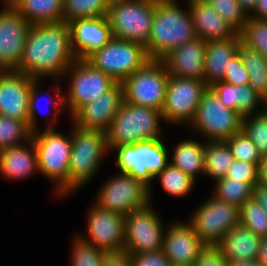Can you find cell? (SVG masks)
I'll list each match as a JSON object with an SVG mask.
<instances>
[{"label":"cell","instance_id":"6da1fadb","mask_svg":"<svg viewBox=\"0 0 267 266\" xmlns=\"http://www.w3.org/2000/svg\"><path fill=\"white\" fill-rule=\"evenodd\" d=\"M76 60L71 49L69 23L31 25L19 67L15 72L42 80H63L69 66Z\"/></svg>","mask_w":267,"mask_h":266},{"label":"cell","instance_id":"7a4b0ae2","mask_svg":"<svg viewBox=\"0 0 267 266\" xmlns=\"http://www.w3.org/2000/svg\"><path fill=\"white\" fill-rule=\"evenodd\" d=\"M55 82V83H54ZM50 90L54 92L51 99L53 103L52 114L47 119V126L43 130L32 133V139L37 153L39 173L45 176L54 186V195L61 199L69 195L68 167L72 150L71 129L64 134L54 128L57 117L64 107V94L61 89V80H54ZM53 117H52V116Z\"/></svg>","mask_w":267,"mask_h":266},{"label":"cell","instance_id":"3957f363","mask_svg":"<svg viewBox=\"0 0 267 266\" xmlns=\"http://www.w3.org/2000/svg\"><path fill=\"white\" fill-rule=\"evenodd\" d=\"M195 38L188 5L183 8L179 2L155 3L149 41L145 46L150 60L161 61L175 48Z\"/></svg>","mask_w":267,"mask_h":266},{"label":"cell","instance_id":"277c9868","mask_svg":"<svg viewBox=\"0 0 267 266\" xmlns=\"http://www.w3.org/2000/svg\"><path fill=\"white\" fill-rule=\"evenodd\" d=\"M72 150L68 167L69 195L89 185L109 154L106 133L71 127Z\"/></svg>","mask_w":267,"mask_h":266},{"label":"cell","instance_id":"5b68a950","mask_svg":"<svg viewBox=\"0 0 267 266\" xmlns=\"http://www.w3.org/2000/svg\"><path fill=\"white\" fill-rule=\"evenodd\" d=\"M161 111L123 102L106 132L108 149L163 138Z\"/></svg>","mask_w":267,"mask_h":266},{"label":"cell","instance_id":"8992f818","mask_svg":"<svg viewBox=\"0 0 267 266\" xmlns=\"http://www.w3.org/2000/svg\"><path fill=\"white\" fill-rule=\"evenodd\" d=\"M165 143L162 138H154L115 147L110 151L115 154L117 171L131 175L149 187L150 199L155 177L169 164L170 151Z\"/></svg>","mask_w":267,"mask_h":266},{"label":"cell","instance_id":"52a82bcc","mask_svg":"<svg viewBox=\"0 0 267 266\" xmlns=\"http://www.w3.org/2000/svg\"><path fill=\"white\" fill-rule=\"evenodd\" d=\"M155 3L152 0H122L108 6L107 19L112 36L139 43L149 41Z\"/></svg>","mask_w":267,"mask_h":266},{"label":"cell","instance_id":"ba28073f","mask_svg":"<svg viewBox=\"0 0 267 266\" xmlns=\"http://www.w3.org/2000/svg\"><path fill=\"white\" fill-rule=\"evenodd\" d=\"M189 127L191 131L197 132L198 136H202L201 140L226 141L241 131L242 116L237 111L227 108L208 88Z\"/></svg>","mask_w":267,"mask_h":266},{"label":"cell","instance_id":"9c48e42d","mask_svg":"<svg viewBox=\"0 0 267 266\" xmlns=\"http://www.w3.org/2000/svg\"><path fill=\"white\" fill-rule=\"evenodd\" d=\"M67 76L70 84L64 94V107L69 111L70 117L80 107L93 102L117 83L86 59H76L66 70L64 78Z\"/></svg>","mask_w":267,"mask_h":266},{"label":"cell","instance_id":"30bf717a","mask_svg":"<svg viewBox=\"0 0 267 266\" xmlns=\"http://www.w3.org/2000/svg\"><path fill=\"white\" fill-rule=\"evenodd\" d=\"M86 60L116 82L122 83L150 59L143 45L113 37L101 49L90 54Z\"/></svg>","mask_w":267,"mask_h":266},{"label":"cell","instance_id":"8fae6325","mask_svg":"<svg viewBox=\"0 0 267 266\" xmlns=\"http://www.w3.org/2000/svg\"><path fill=\"white\" fill-rule=\"evenodd\" d=\"M169 74L162 61L149 60L123 82L124 101L162 110Z\"/></svg>","mask_w":267,"mask_h":266},{"label":"cell","instance_id":"7c38bea8","mask_svg":"<svg viewBox=\"0 0 267 266\" xmlns=\"http://www.w3.org/2000/svg\"><path fill=\"white\" fill-rule=\"evenodd\" d=\"M100 208L126 216L152 201L150 188L131 175L117 172L101 185L95 198Z\"/></svg>","mask_w":267,"mask_h":266},{"label":"cell","instance_id":"4fadbf2b","mask_svg":"<svg viewBox=\"0 0 267 266\" xmlns=\"http://www.w3.org/2000/svg\"><path fill=\"white\" fill-rule=\"evenodd\" d=\"M208 88L204 80L169 76L161 110L164 124L189 127Z\"/></svg>","mask_w":267,"mask_h":266},{"label":"cell","instance_id":"5bb4252c","mask_svg":"<svg viewBox=\"0 0 267 266\" xmlns=\"http://www.w3.org/2000/svg\"><path fill=\"white\" fill-rule=\"evenodd\" d=\"M205 245H218L240 223L239 208L211 196L187 220Z\"/></svg>","mask_w":267,"mask_h":266},{"label":"cell","instance_id":"9a60e30c","mask_svg":"<svg viewBox=\"0 0 267 266\" xmlns=\"http://www.w3.org/2000/svg\"><path fill=\"white\" fill-rule=\"evenodd\" d=\"M160 213L152 203L134 210L125 217V249L127 253H142L163 248L166 229Z\"/></svg>","mask_w":267,"mask_h":266},{"label":"cell","instance_id":"2e32d148","mask_svg":"<svg viewBox=\"0 0 267 266\" xmlns=\"http://www.w3.org/2000/svg\"><path fill=\"white\" fill-rule=\"evenodd\" d=\"M125 217L93 203L86 218L87 233L77 234L83 241L106 253L125 249Z\"/></svg>","mask_w":267,"mask_h":266},{"label":"cell","instance_id":"e0dca14e","mask_svg":"<svg viewBox=\"0 0 267 266\" xmlns=\"http://www.w3.org/2000/svg\"><path fill=\"white\" fill-rule=\"evenodd\" d=\"M31 24L13 7L0 9V71L19 67Z\"/></svg>","mask_w":267,"mask_h":266},{"label":"cell","instance_id":"ac0fdd59","mask_svg":"<svg viewBox=\"0 0 267 266\" xmlns=\"http://www.w3.org/2000/svg\"><path fill=\"white\" fill-rule=\"evenodd\" d=\"M123 102V85L117 82L110 90L80 107L69 118L79 128L106 133Z\"/></svg>","mask_w":267,"mask_h":266},{"label":"cell","instance_id":"d6986e66","mask_svg":"<svg viewBox=\"0 0 267 266\" xmlns=\"http://www.w3.org/2000/svg\"><path fill=\"white\" fill-rule=\"evenodd\" d=\"M204 246L188 221L175 220L165 229L162 249L172 266H193Z\"/></svg>","mask_w":267,"mask_h":266},{"label":"cell","instance_id":"ffe728a7","mask_svg":"<svg viewBox=\"0 0 267 266\" xmlns=\"http://www.w3.org/2000/svg\"><path fill=\"white\" fill-rule=\"evenodd\" d=\"M35 80L15 71H0V114L28 124L29 95Z\"/></svg>","mask_w":267,"mask_h":266},{"label":"cell","instance_id":"44dd1931","mask_svg":"<svg viewBox=\"0 0 267 266\" xmlns=\"http://www.w3.org/2000/svg\"><path fill=\"white\" fill-rule=\"evenodd\" d=\"M69 27L71 49L76 59H86L113 38L107 16L76 19Z\"/></svg>","mask_w":267,"mask_h":266},{"label":"cell","instance_id":"7402d4cb","mask_svg":"<svg viewBox=\"0 0 267 266\" xmlns=\"http://www.w3.org/2000/svg\"><path fill=\"white\" fill-rule=\"evenodd\" d=\"M206 41L196 37L175 48L161 61L171 77L203 80Z\"/></svg>","mask_w":267,"mask_h":266},{"label":"cell","instance_id":"603a6c76","mask_svg":"<svg viewBox=\"0 0 267 266\" xmlns=\"http://www.w3.org/2000/svg\"><path fill=\"white\" fill-rule=\"evenodd\" d=\"M39 173L35 144L27 142L0 151V175L10 180H25Z\"/></svg>","mask_w":267,"mask_h":266},{"label":"cell","instance_id":"cb8c5ba5","mask_svg":"<svg viewBox=\"0 0 267 266\" xmlns=\"http://www.w3.org/2000/svg\"><path fill=\"white\" fill-rule=\"evenodd\" d=\"M188 7L196 37L206 42L240 37L208 2L194 3Z\"/></svg>","mask_w":267,"mask_h":266},{"label":"cell","instance_id":"d4e9b609","mask_svg":"<svg viewBox=\"0 0 267 266\" xmlns=\"http://www.w3.org/2000/svg\"><path fill=\"white\" fill-rule=\"evenodd\" d=\"M209 88L227 108L237 111L242 117L265 109V99L249 84L234 86L224 81H219Z\"/></svg>","mask_w":267,"mask_h":266},{"label":"cell","instance_id":"484cf974","mask_svg":"<svg viewBox=\"0 0 267 266\" xmlns=\"http://www.w3.org/2000/svg\"><path fill=\"white\" fill-rule=\"evenodd\" d=\"M241 37L206 42L203 80L210 87L223 81L230 61L238 54L237 45Z\"/></svg>","mask_w":267,"mask_h":266},{"label":"cell","instance_id":"4316f807","mask_svg":"<svg viewBox=\"0 0 267 266\" xmlns=\"http://www.w3.org/2000/svg\"><path fill=\"white\" fill-rule=\"evenodd\" d=\"M261 237L242 224L230 229L218 244L228 262L256 259Z\"/></svg>","mask_w":267,"mask_h":266},{"label":"cell","instance_id":"83f0119b","mask_svg":"<svg viewBox=\"0 0 267 266\" xmlns=\"http://www.w3.org/2000/svg\"><path fill=\"white\" fill-rule=\"evenodd\" d=\"M193 139L178 142L172 154H169V157H172L169 159V163L196 181L198 175L205 176V141Z\"/></svg>","mask_w":267,"mask_h":266},{"label":"cell","instance_id":"f1b7e54d","mask_svg":"<svg viewBox=\"0 0 267 266\" xmlns=\"http://www.w3.org/2000/svg\"><path fill=\"white\" fill-rule=\"evenodd\" d=\"M13 8L31 25L63 22V0H16Z\"/></svg>","mask_w":267,"mask_h":266},{"label":"cell","instance_id":"f546056e","mask_svg":"<svg viewBox=\"0 0 267 266\" xmlns=\"http://www.w3.org/2000/svg\"><path fill=\"white\" fill-rule=\"evenodd\" d=\"M237 52L249 74V85L267 100V59L241 39L238 41Z\"/></svg>","mask_w":267,"mask_h":266},{"label":"cell","instance_id":"4dcf8cb0","mask_svg":"<svg viewBox=\"0 0 267 266\" xmlns=\"http://www.w3.org/2000/svg\"><path fill=\"white\" fill-rule=\"evenodd\" d=\"M234 157L226 141H205V176L217 181L225 178Z\"/></svg>","mask_w":267,"mask_h":266},{"label":"cell","instance_id":"1f68e13d","mask_svg":"<svg viewBox=\"0 0 267 266\" xmlns=\"http://www.w3.org/2000/svg\"><path fill=\"white\" fill-rule=\"evenodd\" d=\"M164 192L172 197H186L194 190L195 180L184 173L182 170L169 163L156 177Z\"/></svg>","mask_w":267,"mask_h":266},{"label":"cell","instance_id":"d6a6232c","mask_svg":"<svg viewBox=\"0 0 267 266\" xmlns=\"http://www.w3.org/2000/svg\"><path fill=\"white\" fill-rule=\"evenodd\" d=\"M211 195L238 208L252 197L253 187L249 183H243L225 177L214 182Z\"/></svg>","mask_w":267,"mask_h":266},{"label":"cell","instance_id":"836d02e7","mask_svg":"<svg viewBox=\"0 0 267 266\" xmlns=\"http://www.w3.org/2000/svg\"><path fill=\"white\" fill-rule=\"evenodd\" d=\"M108 5L104 0H63V22L76 19L107 16Z\"/></svg>","mask_w":267,"mask_h":266},{"label":"cell","instance_id":"e575fe53","mask_svg":"<svg viewBox=\"0 0 267 266\" xmlns=\"http://www.w3.org/2000/svg\"><path fill=\"white\" fill-rule=\"evenodd\" d=\"M32 133L25 121L0 114V151L27 142Z\"/></svg>","mask_w":267,"mask_h":266},{"label":"cell","instance_id":"d590c367","mask_svg":"<svg viewBox=\"0 0 267 266\" xmlns=\"http://www.w3.org/2000/svg\"><path fill=\"white\" fill-rule=\"evenodd\" d=\"M241 130L257 147L259 154L267 155V110L242 117Z\"/></svg>","mask_w":267,"mask_h":266},{"label":"cell","instance_id":"8d00e7d4","mask_svg":"<svg viewBox=\"0 0 267 266\" xmlns=\"http://www.w3.org/2000/svg\"><path fill=\"white\" fill-rule=\"evenodd\" d=\"M240 224L260 237L267 236V213L254 197L246 200L239 208Z\"/></svg>","mask_w":267,"mask_h":266},{"label":"cell","instance_id":"74e56055","mask_svg":"<svg viewBox=\"0 0 267 266\" xmlns=\"http://www.w3.org/2000/svg\"><path fill=\"white\" fill-rule=\"evenodd\" d=\"M70 266H102L106 252L74 235L71 243Z\"/></svg>","mask_w":267,"mask_h":266},{"label":"cell","instance_id":"f35d334b","mask_svg":"<svg viewBox=\"0 0 267 266\" xmlns=\"http://www.w3.org/2000/svg\"><path fill=\"white\" fill-rule=\"evenodd\" d=\"M239 34L244 43L260 52L267 59V20L249 17Z\"/></svg>","mask_w":267,"mask_h":266},{"label":"cell","instance_id":"ab89813d","mask_svg":"<svg viewBox=\"0 0 267 266\" xmlns=\"http://www.w3.org/2000/svg\"><path fill=\"white\" fill-rule=\"evenodd\" d=\"M207 2L237 33L243 30L249 16L237 0H207Z\"/></svg>","mask_w":267,"mask_h":266},{"label":"cell","instance_id":"60d3db41","mask_svg":"<svg viewBox=\"0 0 267 266\" xmlns=\"http://www.w3.org/2000/svg\"><path fill=\"white\" fill-rule=\"evenodd\" d=\"M235 160L260 164L262 156L251 139L241 130L226 140Z\"/></svg>","mask_w":267,"mask_h":266},{"label":"cell","instance_id":"b9f144b4","mask_svg":"<svg viewBox=\"0 0 267 266\" xmlns=\"http://www.w3.org/2000/svg\"><path fill=\"white\" fill-rule=\"evenodd\" d=\"M225 177L249 183L254 187L259 183V164L234 160Z\"/></svg>","mask_w":267,"mask_h":266},{"label":"cell","instance_id":"7bdbcfd3","mask_svg":"<svg viewBox=\"0 0 267 266\" xmlns=\"http://www.w3.org/2000/svg\"><path fill=\"white\" fill-rule=\"evenodd\" d=\"M132 266H172L163 249L142 253H128Z\"/></svg>","mask_w":267,"mask_h":266},{"label":"cell","instance_id":"ee69618b","mask_svg":"<svg viewBox=\"0 0 267 266\" xmlns=\"http://www.w3.org/2000/svg\"><path fill=\"white\" fill-rule=\"evenodd\" d=\"M193 266H228V261L218 245H205Z\"/></svg>","mask_w":267,"mask_h":266},{"label":"cell","instance_id":"f6af8a7d","mask_svg":"<svg viewBox=\"0 0 267 266\" xmlns=\"http://www.w3.org/2000/svg\"><path fill=\"white\" fill-rule=\"evenodd\" d=\"M223 81L234 86L249 84V74L238 54L230 61V66L225 72Z\"/></svg>","mask_w":267,"mask_h":266},{"label":"cell","instance_id":"bcb514c9","mask_svg":"<svg viewBox=\"0 0 267 266\" xmlns=\"http://www.w3.org/2000/svg\"><path fill=\"white\" fill-rule=\"evenodd\" d=\"M40 81L39 79H36L32 83V88L29 95V119H28V126L32 132L37 131L39 128V122H38V113H39V103H40ZM44 96V95H42ZM41 111V110H40ZM50 111V110H48ZM42 114V113H41ZM46 115V114H45ZM38 124V125H37Z\"/></svg>","mask_w":267,"mask_h":266},{"label":"cell","instance_id":"7dc6e473","mask_svg":"<svg viewBox=\"0 0 267 266\" xmlns=\"http://www.w3.org/2000/svg\"><path fill=\"white\" fill-rule=\"evenodd\" d=\"M102 266H132L126 251L105 253Z\"/></svg>","mask_w":267,"mask_h":266},{"label":"cell","instance_id":"c3c4849f","mask_svg":"<svg viewBox=\"0 0 267 266\" xmlns=\"http://www.w3.org/2000/svg\"><path fill=\"white\" fill-rule=\"evenodd\" d=\"M252 197L255 198L257 203L266 211L267 213V185H263L260 182L253 187Z\"/></svg>","mask_w":267,"mask_h":266},{"label":"cell","instance_id":"681fc988","mask_svg":"<svg viewBox=\"0 0 267 266\" xmlns=\"http://www.w3.org/2000/svg\"><path fill=\"white\" fill-rule=\"evenodd\" d=\"M249 17L252 19L267 20V0H257L254 11Z\"/></svg>","mask_w":267,"mask_h":266},{"label":"cell","instance_id":"f907efd6","mask_svg":"<svg viewBox=\"0 0 267 266\" xmlns=\"http://www.w3.org/2000/svg\"><path fill=\"white\" fill-rule=\"evenodd\" d=\"M257 259L267 266V236L261 237L260 248L258 250Z\"/></svg>","mask_w":267,"mask_h":266},{"label":"cell","instance_id":"816d5d0a","mask_svg":"<svg viewBox=\"0 0 267 266\" xmlns=\"http://www.w3.org/2000/svg\"><path fill=\"white\" fill-rule=\"evenodd\" d=\"M259 182L267 185V155L261 158L259 164Z\"/></svg>","mask_w":267,"mask_h":266},{"label":"cell","instance_id":"f5cc1de1","mask_svg":"<svg viewBox=\"0 0 267 266\" xmlns=\"http://www.w3.org/2000/svg\"><path fill=\"white\" fill-rule=\"evenodd\" d=\"M228 266H264L257 258L228 262Z\"/></svg>","mask_w":267,"mask_h":266},{"label":"cell","instance_id":"db71d44e","mask_svg":"<svg viewBox=\"0 0 267 266\" xmlns=\"http://www.w3.org/2000/svg\"><path fill=\"white\" fill-rule=\"evenodd\" d=\"M240 4V7L246 12L249 16L256 6L257 0H237Z\"/></svg>","mask_w":267,"mask_h":266},{"label":"cell","instance_id":"11a10c76","mask_svg":"<svg viewBox=\"0 0 267 266\" xmlns=\"http://www.w3.org/2000/svg\"><path fill=\"white\" fill-rule=\"evenodd\" d=\"M4 3V7H13L16 0H0Z\"/></svg>","mask_w":267,"mask_h":266},{"label":"cell","instance_id":"9f6ffc18","mask_svg":"<svg viewBox=\"0 0 267 266\" xmlns=\"http://www.w3.org/2000/svg\"><path fill=\"white\" fill-rule=\"evenodd\" d=\"M185 1H186L185 6H187V4L189 6V5H192L194 3L207 2V0H185Z\"/></svg>","mask_w":267,"mask_h":266},{"label":"cell","instance_id":"6f0895ef","mask_svg":"<svg viewBox=\"0 0 267 266\" xmlns=\"http://www.w3.org/2000/svg\"><path fill=\"white\" fill-rule=\"evenodd\" d=\"M154 3L178 2L180 0H152Z\"/></svg>","mask_w":267,"mask_h":266},{"label":"cell","instance_id":"680465c9","mask_svg":"<svg viewBox=\"0 0 267 266\" xmlns=\"http://www.w3.org/2000/svg\"><path fill=\"white\" fill-rule=\"evenodd\" d=\"M106 3H107V5L109 6V5H111V4H113V3H117V2H119V1H122V0H104Z\"/></svg>","mask_w":267,"mask_h":266},{"label":"cell","instance_id":"91938a15","mask_svg":"<svg viewBox=\"0 0 267 266\" xmlns=\"http://www.w3.org/2000/svg\"><path fill=\"white\" fill-rule=\"evenodd\" d=\"M265 109L267 110V100H265Z\"/></svg>","mask_w":267,"mask_h":266}]
</instances>
